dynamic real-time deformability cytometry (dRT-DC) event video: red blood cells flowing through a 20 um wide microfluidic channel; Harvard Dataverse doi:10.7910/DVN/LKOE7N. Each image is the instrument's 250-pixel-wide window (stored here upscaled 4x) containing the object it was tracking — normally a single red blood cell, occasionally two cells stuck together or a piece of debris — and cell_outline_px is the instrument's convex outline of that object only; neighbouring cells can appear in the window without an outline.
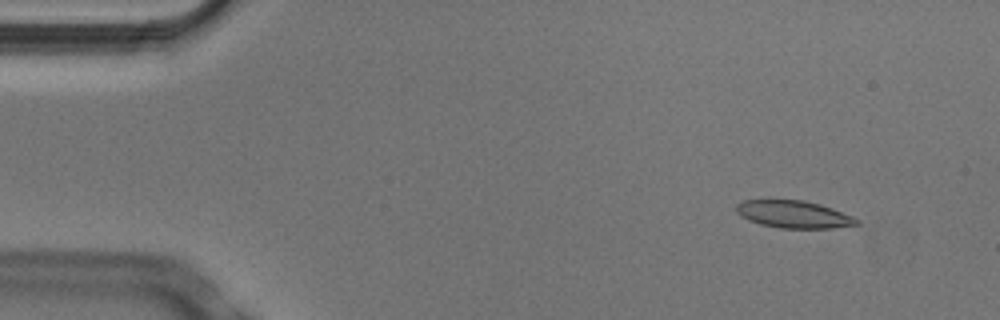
{"species": "Egyptian fruit bat (a non-hibernating species)", "species_latin": "Rousettus aegyptiacus", "temperature_condition": "cold", "stored_images_in_passage": 3, "camera_frame_rate_fps": 3000, "um_per_image_px": 0.085, "animal": {"sex": "male"}, "frame": {"image": 1, "passage_image": 1, "time_ms": 0.0, "image_size_px": [1000, 320], "cell_outline_px": [[860, 224], [832, 228], [780, 228], [760, 224], [748, 220], [740, 216], [736, 212], [736, 204], [744, 200], [768, 196], [804, 200], [820, 204], [832, 208], [852, 216], [860, 220]], "centroid_in_image_um": [67.38, 18.16], "position_along_channel_um": 17.6, "area_um2": 20.11}}